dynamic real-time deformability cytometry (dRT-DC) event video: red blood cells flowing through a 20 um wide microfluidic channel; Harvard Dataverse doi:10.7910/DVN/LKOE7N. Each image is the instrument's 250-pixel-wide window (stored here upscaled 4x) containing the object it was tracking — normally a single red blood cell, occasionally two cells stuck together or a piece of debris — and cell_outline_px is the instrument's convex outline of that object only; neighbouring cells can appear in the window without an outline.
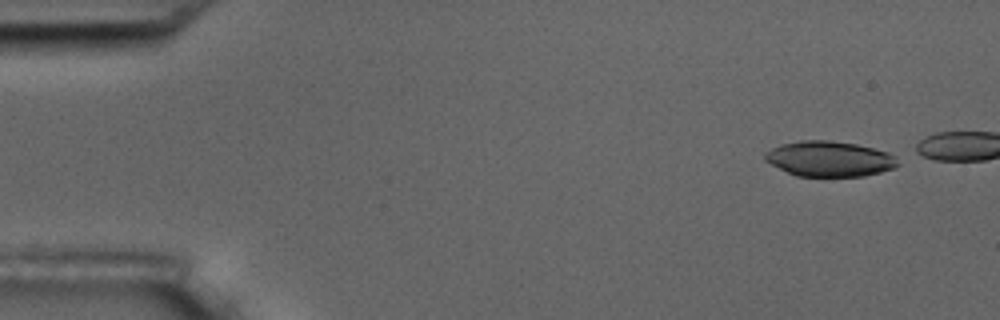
{"species": "common noctule bat (a hibernating species)", "species_latin": "Nyctalus noctula", "temperature_condition": "room temperature", "stored_images_in_passage": 14, "camera_frame_rate_fps": 3000, "um_per_image_px": 0.085, "animal": {"sex": "male", "body_mass_g": 17.5, "forearm_length_mm": 52.3}, "frame": {"image": 1, "passage_image": 1, "time_ms": 0.0, "image_size_px": [1000, 320], "cell_outline_px": [[900, 164], [896, 168], [864, 176], [796, 176], [764, 160], [764, 152], [780, 144], [800, 140], [828, 140], [856, 144], [888, 152], [896, 156], [900, 160]], "centroid_in_image_um": [70.53, 13.5], "position_along_channel_um": 14.5, "area_um2": 27.51}}